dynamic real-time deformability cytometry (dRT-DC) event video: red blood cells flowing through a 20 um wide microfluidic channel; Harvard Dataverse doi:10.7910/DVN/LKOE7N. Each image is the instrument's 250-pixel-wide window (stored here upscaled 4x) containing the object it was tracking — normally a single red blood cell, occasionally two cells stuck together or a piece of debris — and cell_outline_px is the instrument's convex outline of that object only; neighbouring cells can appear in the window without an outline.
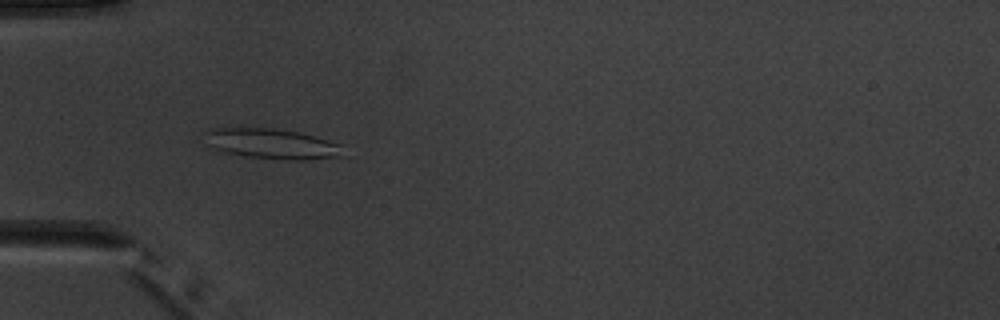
{"species": "common noctule bat (a hibernating species)", "species_latin": "Nyctalus noctula", "temperature_condition": "warm", "stored_images_in_passage": 6, "camera_frame_rate_fps": 3000, "um_per_image_px": 0.085, "animal": {"sex": "male", "body_mass_g": 20.1, "forearm_length_mm": 53.5}, "frame": {"image": 1, "passage_image": 4, "time_ms": 3.333, "image_size_px": [1000, 320], "cell_outline_px": [[348, 156], [308, 160], [284, 160], [248, 156], [228, 152], [212, 148], [204, 144], [204, 132], [208, 128], [272, 128], [300, 132], [344, 144]], "centroid_in_image_um": [23.2, 12.23], "position_along_channel_um": 61.8, "area_um2": 25.09}}